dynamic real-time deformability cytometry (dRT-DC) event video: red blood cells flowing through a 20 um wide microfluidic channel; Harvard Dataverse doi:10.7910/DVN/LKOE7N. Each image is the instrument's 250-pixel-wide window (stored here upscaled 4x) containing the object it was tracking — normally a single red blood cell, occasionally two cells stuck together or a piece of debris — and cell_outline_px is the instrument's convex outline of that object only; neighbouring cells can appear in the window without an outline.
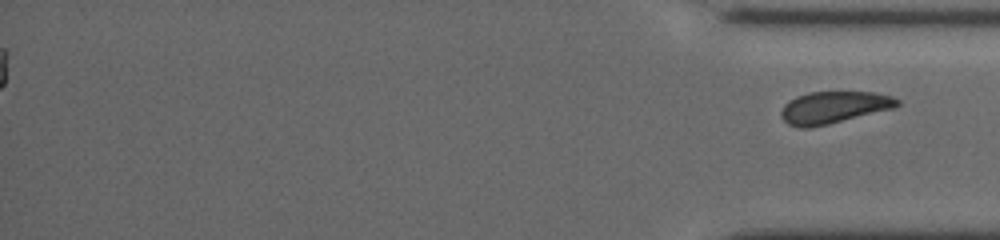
{"species": "common noctule bat (a hibernating species)", "species_latin": "Nyctalus noctula", "temperature_condition": "cold", "stored_images_in_passage": 45, "segment_of_instrument_passage": [2, 2], "camera_frame_rate_fps": 3000, "um_per_image_px": 0.085, "animal": {"sex": "female", "body_mass_g": 19.5, "forearm_length_mm": 54.1}, "frame": {"image": 1, "passage_image": 45, "time_ms": 13.333, "image_size_px": [1000, 240], "cell_outline_px": [[900, 104], [896, 108], [828, 124], [804, 128], [800, 128], [788, 124], [780, 116], [780, 112], [784, 104], [788, 100], [796, 96], [808, 92], [876, 92], [892, 96], [900, 100]], "centroid_in_image_um": [70.88, 9.12], "position_along_channel_um": 364.3, "area_um2": 21.85}}